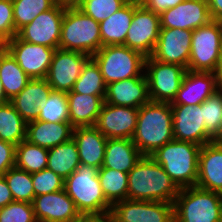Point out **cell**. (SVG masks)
<instances>
[{
	"mask_svg": "<svg viewBox=\"0 0 222 222\" xmlns=\"http://www.w3.org/2000/svg\"><path fill=\"white\" fill-rule=\"evenodd\" d=\"M77 222H114L110 212L103 214L81 215Z\"/></svg>",
	"mask_w": 222,
	"mask_h": 222,
	"instance_id": "cell-46",
	"label": "cell"
},
{
	"mask_svg": "<svg viewBox=\"0 0 222 222\" xmlns=\"http://www.w3.org/2000/svg\"><path fill=\"white\" fill-rule=\"evenodd\" d=\"M30 79L46 78L56 49L32 44L17 35L3 44Z\"/></svg>",
	"mask_w": 222,
	"mask_h": 222,
	"instance_id": "cell-11",
	"label": "cell"
},
{
	"mask_svg": "<svg viewBox=\"0 0 222 222\" xmlns=\"http://www.w3.org/2000/svg\"><path fill=\"white\" fill-rule=\"evenodd\" d=\"M131 2H134L136 4H144L147 0H129Z\"/></svg>",
	"mask_w": 222,
	"mask_h": 222,
	"instance_id": "cell-52",
	"label": "cell"
},
{
	"mask_svg": "<svg viewBox=\"0 0 222 222\" xmlns=\"http://www.w3.org/2000/svg\"><path fill=\"white\" fill-rule=\"evenodd\" d=\"M201 146L192 142L172 140L159 148L151 157L181 189L196 186L198 156Z\"/></svg>",
	"mask_w": 222,
	"mask_h": 222,
	"instance_id": "cell-3",
	"label": "cell"
},
{
	"mask_svg": "<svg viewBox=\"0 0 222 222\" xmlns=\"http://www.w3.org/2000/svg\"><path fill=\"white\" fill-rule=\"evenodd\" d=\"M27 123L9 101L0 105V139L14 145L26 140Z\"/></svg>",
	"mask_w": 222,
	"mask_h": 222,
	"instance_id": "cell-31",
	"label": "cell"
},
{
	"mask_svg": "<svg viewBox=\"0 0 222 222\" xmlns=\"http://www.w3.org/2000/svg\"><path fill=\"white\" fill-rule=\"evenodd\" d=\"M51 91L52 87L46 78L30 79L25 88L10 102L23 120L29 123L38 119L39 109Z\"/></svg>",
	"mask_w": 222,
	"mask_h": 222,
	"instance_id": "cell-24",
	"label": "cell"
},
{
	"mask_svg": "<svg viewBox=\"0 0 222 222\" xmlns=\"http://www.w3.org/2000/svg\"><path fill=\"white\" fill-rule=\"evenodd\" d=\"M91 58L77 51L56 49L46 77L53 91L70 92L86 62Z\"/></svg>",
	"mask_w": 222,
	"mask_h": 222,
	"instance_id": "cell-14",
	"label": "cell"
},
{
	"mask_svg": "<svg viewBox=\"0 0 222 222\" xmlns=\"http://www.w3.org/2000/svg\"><path fill=\"white\" fill-rule=\"evenodd\" d=\"M193 30L160 28L151 57L164 63L178 64L188 69Z\"/></svg>",
	"mask_w": 222,
	"mask_h": 222,
	"instance_id": "cell-15",
	"label": "cell"
},
{
	"mask_svg": "<svg viewBox=\"0 0 222 222\" xmlns=\"http://www.w3.org/2000/svg\"><path fill=\"white\" fill-rule=\"evenodd\" d=\"M32 184L35 196L64 189V179L48 168L32 173Z\"/></svg>",
	"mask_w": 222,
	"mask_h": 222,
	"instance_id": "cell-40",
	"label": "cell"
},
{
	"mask_svg": "<svg viewBox=\"0 0 222 222\" xmlns=\"http://www.w3.org/2000/svg\"><path fill=\"white\" fill-rule=\"evenodd\" d=\"M160 16L143 4L134 3V13L124 45L142 53L152 55L160 32Z\"/></svg>",
	"mask_w": 222,
	"mask_h": 222,
	"instance_id": "cell-10",
	"label": "cell"
},
{
	"mask_svg": "<svg viewBox=\"0 0 222 222\" xmlns=\"http://www.w3.org/2000/svg\"><path fill=\"white\" fill-rule=\"evenodd\" d=\"M15 31L29 24L40 13L53 8L55 0H12Z\"/></svg>",
	"mask_w": 222,
	"mask_h": 222,
	"instance_id": "cell-36",
	"label": "cell"
},
{
	"mask_svg": "<svg viewBox=\"0 0 222 222\" xmlns=\"http://www.w3.org/2000/svg\"><path fill=\"white\" fill-rule=\"evenodd\" d=\"M180 188L151 156H143L128 172L127 199L174 203Z\"/></svg>",
	"mask_w": 222,
	"mask_h": 222,
	"instance_id": "cell-1",
	"label": "cell"
},
{
	"mask_svg": "<svg viewBox=\"0 0 222 222\" xmlns=\"http://www.w3.org/2000/svg\"><path fill=\"white\" fill-rule=\"evenodd\" d=\"M150 101L146 75L109 83L104 102L111 105L140 108Z\"/></svg>",
	"mask_w": 222,
	"mask_h": 222,
	"instance_id": "cell-21",
	"label": "cell"
},
{
	"mask_svg": "<svg viewBox=\"0 0 222 222\" xmlns=\"http://www.w3.org/2000/svg\"><path fill=\"white\" fill-rule=\"evenodd\" d=\"M0 79L9 101L18 95L30 80L3 46L0 48Z\"/></svg>",
	"mask_w": 222,
	"mask_h": 222,
	"instance_id": "cell-29",
	"label": "cell"
},
{
	"mask_svg": "<svg viewBox=\"0 0 222 222\" xmlns=\"http://www.w3.org/2000/svg\"><path fill=\"white\" fill-rule=\"evenodd\" d=\"M184 0H147L143 5L156 14H161L169 8L177 6Z\"/></svg>",
	"mask_w": 222,
	"mask_h": 222,
	"instance_id": "cell-44",
	"label": "cell"
},
{
	"mask_svg": "<svg viewBox=\"0 0 222 222\" xmlns=\"http://www.w3.org/2000/svg\"><path fill=\"white\" fill-rule=\"evenodd\" d=\"M48 149L23 140L16 146L15 166L28 173L39 172L47 168Z\"/></svg>",
	"mask_w": 222,
	"mask_h": 222,
	"instance_id": "cell-33",
	"label": "cell"
},
{
	"mask_svg": "<svg viewBox=\"0 0 222 222\" xmlns=\"http://www.w3.org/2000/svg\"><path fill=\"white\" fill-rule=\"evenodd\" d=\"M159 16L161 28L195 30L212 20L208 0H184Z\"/></svg>",
	"mask_w": 222,
	"mask_h": 222,
	"instance_id": "cell-18",
	"label": "cell"
},
{
	"mask_svg": "<svg viewBox=\"0 0 222 222\" xmlns=\"http://www.w3.org/2000/svg\"><path fill=\"white\" fill-rule=\"evenodd\" d=\"M126 3V0H82L76 7L95 21L101 22Z\"/></svg>",
	"mask_w": 222,
	"mask_h": 222,
	"instance_id": "cell-39",
	"label": "cell"
},
{
	"mask_svg": "<svg viewBox=\"0 0 222 222\" xmlns=\"http://www.w3.org/2000/svg\"><path fill=\"white\" fill-rule=\"evenodd\" d=\"M3 177L11 190L14 201L33 202L35 193L32 184V173L14 166Z\"/></svg>",
	"mask_w": 222,
	"mask_h": 222,
	"instance_id": "cell-37",
	"label": "cell"
},
{
	"mask_svg": "<svg viewBox=\"0 0 222 222\" xmlns=\"http://www.w3.org/2000/svg\"><path fill=\"white\" fill-rule=\"evenodd\" d=\"M82 0H60V4L65 6H77Z\"/></svg>",
	"mask_w": 222,
	"mask_h": 222,
	"instance_id": "cell-50",
	"label": "cell"
},
{
	"mask_svg": "<svg viewBox=\"0 0 222 222\" xmlns=\"http://www.w3.org/2000/svg\"><path fill=\"white\" fill-rule=\"evenodd\" d=\"M39 110L40 112L37 120L48 123H70L66 92L52 90Z\"/></svg>",
	"mask_w": 222,
	"mask_h": 222,
	"instance_id": "cell-35",
	"label": "cell"
},
{
	"mask_svg": "<svg viewBox=\"0 0 222 222\" xmlns=\"http://www.w3.org/2000/svg\"><path fill=\"white\" fill-rule=\"evenodd\" d=\"M138 108L103 103L95 127L107 138L132 139Z\"/></svg>",
	"mask_w": 222,
	"mask_h": 222,
	"instance_id": "cell-17",
	"label": "cell"
},
{
	"mask_svg": "<svg viewBox=\"0 0 222 222\" xmlns=\"http://www.w3.org/2000/svg\"><path fill=\"white\" fill-rule=\"evenodd\" d=\"M174 140L173 115L170 103L153 102L138 111L132 141L143 156H151L167 142Z\"/></svg>",
	"mask_w": 222,
	"mask_h": 222,
	"instance_id": "cell-2",
	"label": "cell"
},
{
	"mask_svg": "<svg viewBox=\"0 0 222 222\" xmlns=\"http://www.w3.org/2000/svg\"><path fill=\"white\" fill-rule=\"evenodd\" d=\"M101 47L99 22L76 6H66L59 49L77 51L92 57Z\"/></svg>",
	"mask_w": 222,
	"mask_h": 222,
	"instance_id": "cell-5",
	"label": "cell"
},
{
	"mask_svg": "<svg viewBox=\"0 0 222 222\" xmlns=\"http://www.w3.org/2000/svg\"><path fill=\"white\" fill-rule=\"evenodd\" d=\"M134 13V2L128 1L107 19L99 22L102 47L124 45Z\"/></svg>",
	"mask_w": 222,
	"mask_h": 222,
	"instance_id": "cell-28",
	"label": "cell"
},
{
	"mask_svg": "<svg viewBox=\"0 0 222 222\" xmlns=\"http://www.w3.org/2000/svg\"><path fill=\"white\" fill-rule=\"evenodd\" d=\"M174 139L203 146L213 141L206 132L201 104L171 105Z\"/></svg>",
	"mask_w": 222,
	"mask_h": 222,
	"instance_id": "cell-16",
	"label": "cell"
},
{
	"mask_svg": "<svg viewBox=\"0 0 222 222\" xmlns=\"http://www.w3.org/2000/svg\"><path fill=\"white\" fill-rule=\"evenodd\" d=\"M65 7L57 3L50 10L40 13L29 24L22 27L17 32V36L28 43L59 49Z\"/></svg>",
	"mask_w": 222,
	"mask_h": 222,
	"instance_id": "cell-13",
	"label": "cell"
},
{
	"mask_svg": "<svg viewBox=\"0 0 222 222\" xmlns=\"http://www.w3.org/2000/svg\"><path fill=\"white\" fill-rule=\"evenodd\" d=\"M32 204L37 222H77L81 216L64 189L37 195Z\"/></svg>",
	"mask_w": 222,
	"mask_h": 222,
	"instance_id": "cell-19",
	"label": "cell"
},
{
	"mask_svg": "<svg viewBox=\"0 0 222 222\" xmlns=\"http://www.w3.org/2000/svg\"><path fill=\"white\" fill-rule=\"evenodd\" d=\"M201 109L206 132L214 138L222 124V87L201 104Z\"/></svg>",
	"mask_w": 222,
	"mask_h": 222,
	"instance_id": "cell-38",
	"label": "cell"
},
{
	"mask_svg": "<svg viewBox=\"0 0 222 222\" xmlns=\"http://www.w3.org/2000/svg\"><path fill=\"white\" fill-rule=\"evenodd\" d=\"M174 222H220L222 194L197 186L181 188L175 198Z\"/></svg>",
	"mask_w": 222,
	"mask_h": 222,
	"instance_id": "cell-6",
	"label": "cell"
},
{
	"mask_svg": "<svg viewBox=\"0 0 222 222\" xmlns=\"http://www.w3.org/2000/svg\"><path fill=\"white\" fill-rule=\"evenodd\" d=\"M105 96L67 92L70 123L74 128L95 126Z\"/></svg>",
	"mask_w": 222,
	"mask_h": 222,
	"instance_id": "cell-27",
	"label": "cell"
},
{
	"mask_svg": "<svg viewBox=\"0 0 222 222\" xmlns=\"http://www.w3.org/2000/svg\"><path fill=\"white\" fill-rule=\"evenodd\" d=\"M13 196L4 177L0 178V208L13 202Z\"/></svg>",
	"mask_w": 222,
	"mask_h": 222,
	"instance_id": "cell-45",
	"label": "cell"
},
{
	"mask_svg": "<svg viewBox=\"0 0 222 222\" xmlns=\"http://www.w3.org/2000/svg\"><path fill=\"white\" fill-rule=\"evenodd\" d=\"M215 73L217 75L218 83L220 87H222V48L220 51V58Z\"/></svg>",
	"mask_w": 222,
	"mask_h": 222,
	"instance_id": "cell-48",
	"label": "cell"
},
{
	"mask_svg": "<svg viewBox=\"0 0 222 222\" xmlns=\"http://www.w3.org/2000/svg\"><path fill=\"white\" fill-rule=\"evenodd\" d=\"M71 123H48L35 120L27 123L26 140L34 145L52 148L73 137Z\"/></svg>",
	"mask_w": 222,
	"mask_h": 222,
	"instance_id": "cell-25",
	"label": "cell"
},
{
	"mask_svg": "<svg viewBox=\"0 0 222 222\" xmlns=\"http://www.w3.org/2000/svg\"><path fill=\"white\" fill-rule=\"evenodd\" d=\"M196 186L222 194V144L212 141L201 146Z\"/></svg>",
	"mask_w": 222,
	"mask_h": 222,
	"instance_id": "cell-22",
	"label": "cell"
},
{
	"mask_svg": "<svg viewBox=\"0 0 222 222\" xmlns=\"http://www.w3.org/2000/svg\"><path fill=\"white\" fill-rule=\"evenodd\" d=\"M106 87L100 67L91 57L84 65L79 78L75 81L72 91L79 94L105 96Z\"/></svg>",
	"mask_w": 222,
	"mask_h": 222,
	"instance_id": "cell-34",
	"label": "cell"
},
{
	"mask_svg": "<svg viewBox=\"0 0 222 222\" xmlns=\"http://www.w3.org/2000/svg\"><path fill=\"white\" fill-rule=\"evenodd\" d=\"M80 165L79 153L73 138L48 149L47 168L64 180Z\"/></svg>",
	"mask_w": 222,
	"mask_h": 222,
	"instance_id": "cell-30",
	"label": "cell"
},
{
	"mask_svg": "<svg viewBox=\"0 0 222 222\" xmlns=\"http://www.w3.org/2000/svg\"><path fill=\"white\" fill-rule=\"evenodd\" d=\"M16 145L0 139V178L15 166Z\"/></svg>",
	"mask_w": 222,
	"mask_h": 222,
	"instance_id": "cell-43",
	"label": "cell"
},
{
	"mask_svg": "<svg viewBox=\"0 0 222 222\" xmlns=\"http://www.w3.org/2000/svg\"><path fill=\"white\" fill-rule=\"evenodd\" d=\"M221 48V21L211 20L208 24L193 30L187 70L215 73Z\"/></svg>",
	"mask_w": 222,
	"mask_h": 222,
	"instance_id": "cell-8",
	"label": "cell"
},
{
	"mask_svg": "<svg viewBox=\"0 0 222 222\" xmlns=\"http://www.w3.org/2000/svg\"><path fill=\"white\" fill-rule=\"evenodd\" d=\"M16 35L12 0H0V43L3 45Z\"/></svg>",
	"mask_w": 222,
	"mask_h": 222,
	"instance_id": "cell-42",
	"label": "cell"
},
{
	"mask_svg": "<svg viewBox=\"0 0 222 222\" xmlns=\"http://www.w3.org/2000/svg\"><path fill=\"white\" fill-rule=\"evenodd\" d=\"M64 190L74 201L81 215L103 214L111 211L112 205L103 194L98 169L80 164L64 180Z\"/></svg>",
	"mask_w": 222,
	"mask_h": 222,
	"instance_id": "cell-4",
	"label": "cell"
},
{
	"mask_svg": "<svg viewBox=\"0 0 222 222\" xmlns=\"http://www.w3.org/2000/svg\"><path fill=\"white\" fill-rule=\"evenodd\" d=\"M9 100L6 96V93L4 91V88H3V85H2V82H1V79H0V105H3L5 103H8Z\"/></svg>",
	"mask_w": 222,
	"mask_h": 222,
	"instance_id": "cell-49",
	"label": "cell"
},
{
	"mask_svg": "<svg viewBox=\"0 0 222 222\" xmlns=\"http://www.w3.org/2000/svg\"><path fill=\"white\" fill-rule=\"evenodd\" d=\"M142 157L132 139L109 138L102 167L128 173Z\"/></svg>",
	"mask_w": 222,
	"mask_h": 222,
	"instance_id": "cell-26",
	"label": "cell"
},
{
	"mask_svg": "<svg viewBox=\"0 0 222 222\" xmlns=\"http://www.w3.org/2000/svg\"><path fill=\"white\" fill-rule=\"evenodd\" d=\"M219 88L216 73L187 70L176 97L170 105L202 104Z\"/></svg>",
	"mask_w": 222,
	"mask_h": 222,
	"instance_id": "cell-20",
	"label": "cell"
},
{
	"mask_svg": "<svg viewBox=\"0 0 222 222\" xmlns=\"http://www.w3.org/2000/svg\"><path fill=\"white\" fill-rule=\"evenodd\" d=\"M92 58L99 65L106 85L145 75L146 57L125 45L101 47Z\"/></svg>",
	"mask_w": 222,
	"mask_h": 222,
	"instance_id": "cell-7",
	"label": "cell"
},
{
	"mask_svg": "<svg viewBox=\"0 0 222 222\" xmlns=\"http://www.w3.org/2000/svg\"><path fill=\"white\" fill-rule=\"evenodd\" d=\"M209 12L212 20H222V0H208Z\"/></svg>",
	"mask_w": 222,
	"mask_h": 222,
	"instance_id": "cell-47",
	"label": "cell"
},
{
	"mask_svg": "<svg viewBox=\"0 0 222 222\" xmlns=\"http://www.w3.org/2000/svg\"><path fill=\"white\" fill-rule=\"evenodd\" d=\"M98 177L103 194L111 205L127 199L128 173L101 167Z\"/></svg>",
	"mask_w": 222,
	"mask_h": 222,
	"instance_id": "cell-32",
	"label": "cell"
},
{
	"mask_svg": "<svg viewBox=\"0 0 222 222\" xmlns=\"http://www.w3.org/2000/svg\"><path fill=\"white\" fill-rule=\"evenodd\" d=\"M73 140L79 153L80 164L100 169L105 155L107 138L95 127H76Z\"/></svg>",
	"mask_w": 222,
	"mask_h": 222,
	"instance_id": "cell-23",
	"label": "cell"
},
{
	"mask_svg": "<svg viewBox=\"0 0 222 222\" xmlns=\"http://www.w3.org/2000/svg\"><path fill=\"white\" fill-rule=\"evenodd\" d=\"M0 222H37L33 204L13 201L0 208Z\"/></svg>",
	"mask_w": 222,
	"mask_h": 222,
	"instance_id": "cell-41",
	"label": "cell"
},
{
	"mask_svg": "<svg viewBox=\"0 0 222 222\" xmlns=\"http://www.w3.org/2000/svg\"><path fill=\"white\" fill-rule=\"evenodd\" d=\"M114 222H174V205L161 201L116 202L110 211Z\"/></svg>",
	"mask_w": 222,
	"mask_h": 222,
	"instance_id": "cell-12",
	"label": "cell"
},
{
	"mask_svg": "<svg viewBox=\"0 0 222 222\" xmlns=\"http://www.w3.org/2000/svg\"><path fill=\"white\" fill-rule=\"evenodd\" d=\"M213 142L222 144V124L220 126L219 131H218V134L213 138Z\"/></svg>",
	"mask_w": 222,
	"mask_h": 222,
	"instance_id": "cell-51",
	"label": "cell"
},
{
	"mask_svg": "<svg viewBox=\"0 0 222 222\" xmlns=\"http://www.w3.org/2000/svg\"><path fill=\"white\" fill-rule=\"evenodd\" d=\"M187 69L178 64L145 59V75L148 80L150 101L172 103Z\"/></svg>",
	"mask_w": 222,
	"mask_h": 222,
	"instance_id": "cell-9",
	"label": "cell"
}]
</instances>
